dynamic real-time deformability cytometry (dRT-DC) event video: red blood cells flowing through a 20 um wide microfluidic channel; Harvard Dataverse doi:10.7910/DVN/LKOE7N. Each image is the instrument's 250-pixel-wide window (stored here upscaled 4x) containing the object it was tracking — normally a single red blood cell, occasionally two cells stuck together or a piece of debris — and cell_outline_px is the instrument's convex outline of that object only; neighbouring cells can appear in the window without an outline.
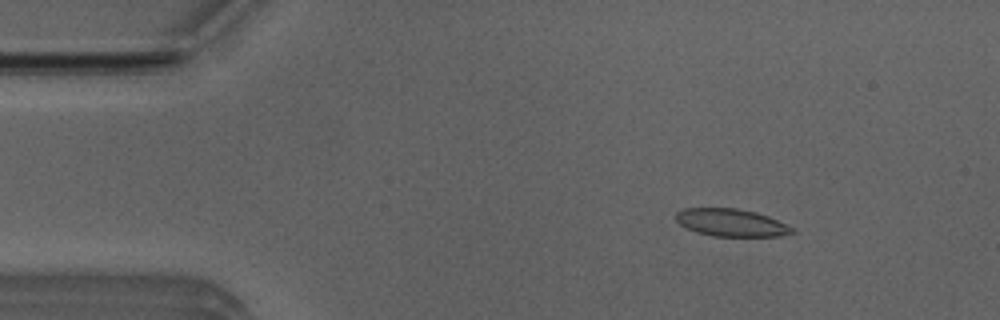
{"species": "Egyptian fruit bat (a non-hibernating species)", "species_latin": "Rousettus aegyptiacus", "temperature_condition": "room temperature", "stored_images_in_passage": 49, "camera_frame_rate_fps": 3000, "um_per_image_px": 0.085, "animal": {"sex": "male"}, "frame": {"image": 1, "passage_image": 5, "time_ms": 1.333, "image_size_px": [1000, 320], "cell_outline_px": [[796, 232], [780, 236], [712, 236], [696, 232], [684, 228], [676, 220], [676, 212], [684, 208], [736, 208], [756, 212], [768, 216], [796, 228]], "centroid_in_image_um": [62.16, 18.93], "position_along_channel_um": 22.8, "area_um2": 18.84}}
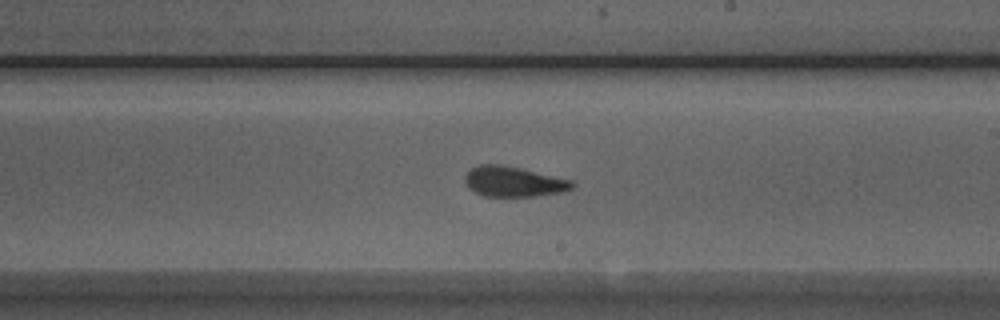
{"frame": {"image": 2, "passage_image": 27, "time_ms": 8.667, "image_size_px": [1000, 320], "cell_outline_px": [[576, 184], [572, 188], [564, 192], [536, 196], [484, 196], [468, 188], [464, 180], [464, 176], [472, 168], [480, 164], [500, 164], [520, 168], [572, 180]], "centroid_in_image_um": [43.66, 15.44], "position_along_channel_um": 245.3, "area_um2": 18.9}}
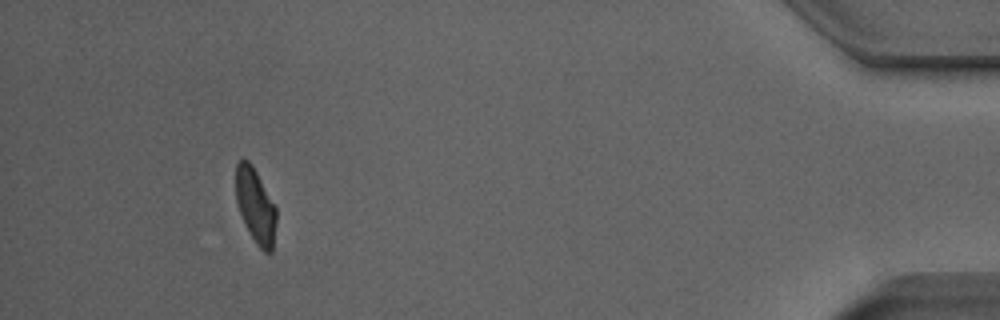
{"frame": {"image": 3, "passage_image": 45, "time_ms": 14.667, "image_size_px": [1000, 320], "cell_outline_px": [[276, 220], [272, 252], [264, 252], [256, 244], [240, 212], [236, 200], [236, 164], [240, 160], [248, 160], [252, 164], [276, 208]], "centroid_in_image_um": [21.72, 17.48], "position_along_channel_um": 413.5, "area_um2": 17.17}, "authors_computed_cell_mechanics": {"area_um2": 18.9006, "velocity_mm_per_s": 3.9839, "shape_relaxation_time_tau1_ms": 7.1945, "shape_relaxation_time_tau2_ms": 1.9168, "deformation_change_tau1": 0.2153, "deformation_change_tau2": 0.0877}}